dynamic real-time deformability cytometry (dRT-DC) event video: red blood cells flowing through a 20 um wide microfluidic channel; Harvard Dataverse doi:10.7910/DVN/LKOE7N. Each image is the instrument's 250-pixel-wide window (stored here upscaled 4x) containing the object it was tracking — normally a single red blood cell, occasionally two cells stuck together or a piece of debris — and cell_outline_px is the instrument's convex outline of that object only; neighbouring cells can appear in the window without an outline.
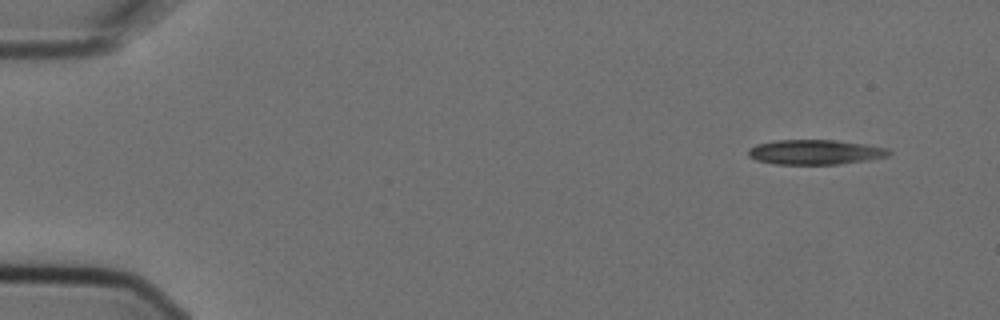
{"species": "Egyptian fruit bat (a non-hibernating species)", "species_latin": "Rousettus aegyptiacus", "temperature_condition": "cold", "stored_images_in_passage": 4, "camera_frame_rate_fps": 3000, "um_per_image_px": 0.085, "animal": {"sex": "female"}, "frame": {"image": 1, "passage_image": 1, "time_ms": 0.0, "image_size_px": [1000, 320], "cell_outline_px": [[892, 152], [888, 156], [868, 160], [840, 164], [776, 164], [756, 160], [748, 156], [748, 148], [756, 144], [776, 140], [836, 140], [864, 144], [888, 148]], "centroid_in_image_um": [69.28, 12.93], "position_along_channel_um": 15.7, "area_um2": 20.4}}
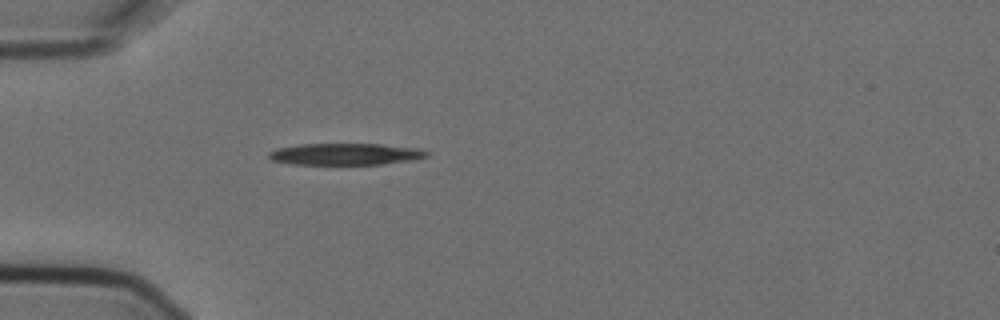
{"frame": {"image": 2, "passage_image": 4, "time_ms": 1.0, "image_size_px": [1000, 320], "cell_outline_px": [[432, 152], [428, 156], [412, 160], [384, 164], [292, 164], [272, 160], [268, 156], [268, 152], [276, 148], [300, 144], [380, 144], [420, 148]], "centroid_in_image_um": [29.4, 13.09], "position_along_channel_um": 55.6, "area_um2": 20.06}}